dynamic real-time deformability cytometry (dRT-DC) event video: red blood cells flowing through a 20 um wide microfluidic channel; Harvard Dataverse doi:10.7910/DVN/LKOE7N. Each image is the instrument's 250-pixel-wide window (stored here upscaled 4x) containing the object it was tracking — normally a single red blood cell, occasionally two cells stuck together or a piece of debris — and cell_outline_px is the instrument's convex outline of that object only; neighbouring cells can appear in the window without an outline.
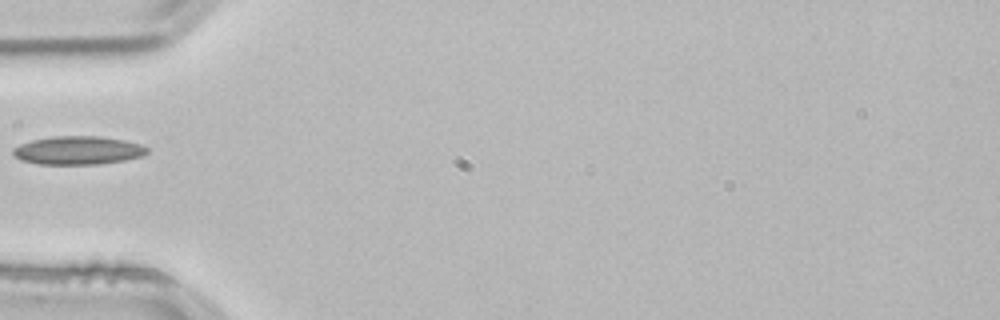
{"species": "common noctule bat (a hibernating species)", "species_latin": "Nyctalus noctula", "temperature_condition": "room temperature", "stored_images_in_passage": 11, "camera_frame_rate_fps": 3000, "um_per_image_px": 0.085, "animal": {"sex": "male", "body_mass_g": 21.5, "forearm_length_mm": 52.0}, "frame": {"image": 1, "passage_image": 1, "time_ms": 0.0, "image_size_px": [1000, 320], "cell_outline_px": [[148, 152], [144, 156], [124, 160], [96, 164], [36, 164], [20, 160], [12, 152], [12, 148], [20, 144], [32, 140], [52, 136], [100, 136], [124, 140], [140, 144], [148, 148]], "centroid_in_image_um": [6.62, 12.78], "position_along_channel_um": 78.4, "area_um2": 22.25}}